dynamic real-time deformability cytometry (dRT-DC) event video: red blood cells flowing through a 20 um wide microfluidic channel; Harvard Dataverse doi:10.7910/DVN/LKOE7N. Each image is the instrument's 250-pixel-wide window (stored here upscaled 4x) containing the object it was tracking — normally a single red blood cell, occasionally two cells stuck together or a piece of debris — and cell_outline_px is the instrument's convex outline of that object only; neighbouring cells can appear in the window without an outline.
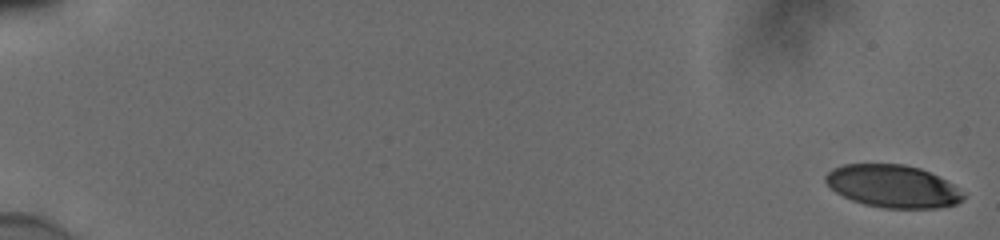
{"species": "human", "species_latin": "Homo sapiens", "temperature_condition": "cold", "stored_images_in_passage": 56, "camera_frame_rate_fps": 3000, "um_per_image_px": 0.085, "donor": {"sex": "male"}, "frame": {"image": 1, "passage_image": 1, "time_ms": 0.0, "image_size_px": [1000, 240], "cell_outline_px": [[964, 200], [956, 204], [936, 208], [884, 208], [864, 204], [852, 200], [836, 192], [824, 180], [824, 176], [832, 168], [844, 164], [904, 164], [920, 168], [952, 184], [964, 192]], "centroid_in_image_um": [75.88, 15.83], "position_along_channel_um": 9.1, "area_um2": 34.04}}
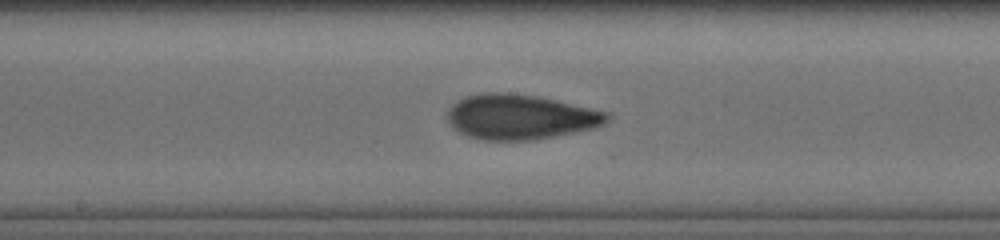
{"frame": {"image": 2, "passage_image": 32, "time_ms": 10.333, "image_size_px": [1000, 240], "cell_outline_px": [[612, 116], [604, 124], [592, 128], [532, 140], [484, 140], [468, 136], [460, 132], [448, 120], [448, 108], [456, 100], [464, 96], [484, 92], [508, 92], [540, 96], [612, 112]], "centroid_in_image_um": [44.25, 9.9], "position_along_channel_um": 203.9, "area_um2": 42.08}}
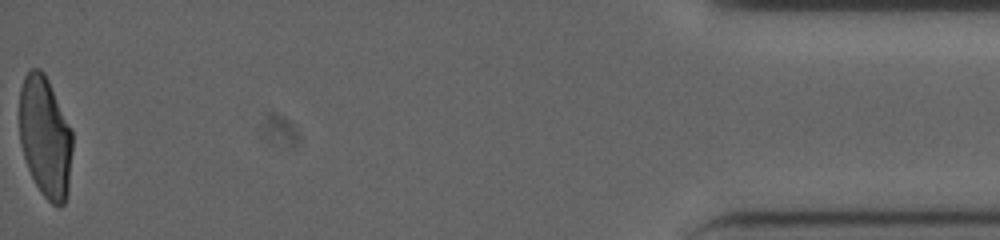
{"frame": {"image": 3, "passage_image": 56, "time_ms": 18.333, "image_size_px": [1000, 240], "cell_outline_px": [[72, 152], [68, 192], [64, 204], [60, 208], [52, 204], [40, 192], [28, 168], [20, 144], [20, 88], [24, 76], [32, 68], [40, 68], [44, 72], [48, 80], [72, 132]], "centroid_in_image_um": [3.84, 11.67], "position_along_channel_um": 431.4, "area_um2": 37.28}, "authors_computed_cell_mechanics": {"area_um2": 39.1306, "velocity_mm_per_s": 3.87, "shape_relaxation_time_tau1_ms": 6.5922, "shape_relaxation_time_tau2_ms": 1.6261, "deformation_change_tau1": 0.2029, "deformation_change_tau2": 0.0774}}